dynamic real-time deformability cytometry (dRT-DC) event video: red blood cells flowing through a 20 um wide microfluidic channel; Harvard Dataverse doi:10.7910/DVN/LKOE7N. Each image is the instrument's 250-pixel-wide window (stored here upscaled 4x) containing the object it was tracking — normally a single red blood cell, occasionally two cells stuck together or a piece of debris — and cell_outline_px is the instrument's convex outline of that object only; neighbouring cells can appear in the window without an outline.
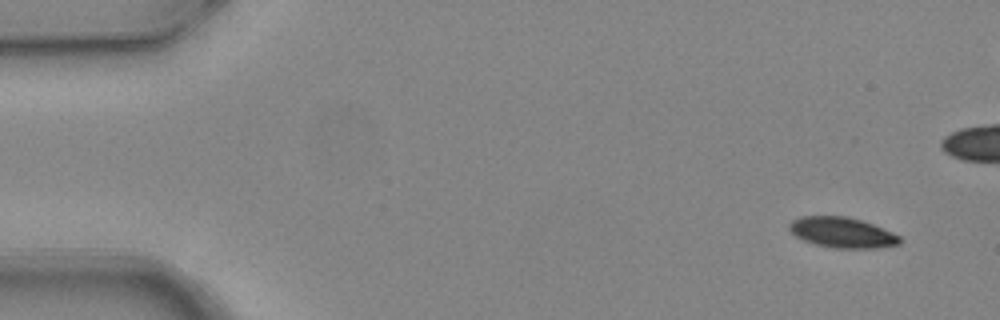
{"species": "common noctule bat (a hibernating species)", "species_latin": "Nyctalus noctula", "temperature_condition": "warm", "stored_images_in_passage": 4, "camera_frame_rate_fps": 3000, "um_per_image_px": 0.085, "animal": {"sex": "female", "body_mass_g": 24.6, "forearm_length_mm": 56.2}, "frame": {"image": 1, "passage_image": 1, "time_ms": 0.0, "image_size_px": [1000, 320], "cell_outline_px": [[900, 244], [876, 248], [836, 248], [816, 244], [804, 240], [796, 236], [788, 228], [788, 224], [792, 220], [800, 216], [848, 216], [872, 224], [892, 232], [900, 236]], "centroid_in_image_um": [71.57, 19.75], "position_along_channel_um": 13.4, "area_um2": 19.48}}